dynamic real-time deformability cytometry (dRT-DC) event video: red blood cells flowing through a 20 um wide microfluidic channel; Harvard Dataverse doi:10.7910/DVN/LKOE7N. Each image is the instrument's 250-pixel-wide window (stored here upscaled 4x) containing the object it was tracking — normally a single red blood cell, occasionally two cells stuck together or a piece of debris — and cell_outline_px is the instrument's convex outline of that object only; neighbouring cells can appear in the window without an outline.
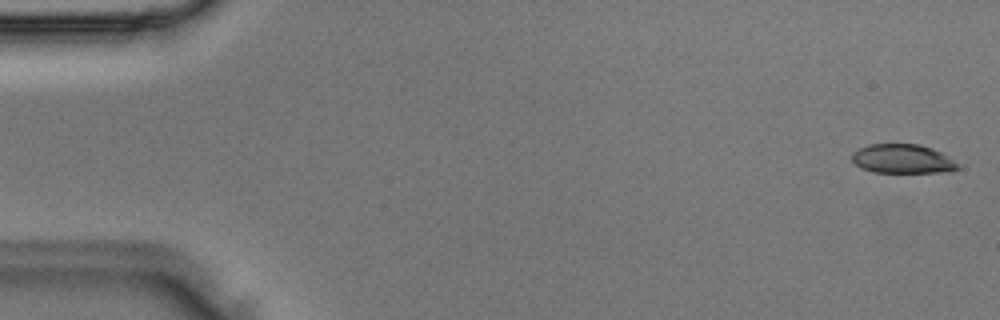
{"species": "Egyptian fruit bat (a non-hibernating species)", "species_latin": "Rousettus aegyptiacus", "temperature_condition": "room temperature", "stored_images_in_passage": 3, "camera_frame_rate_fps": 3000, "um_per_image_px": 0.085, "animal": {"sex": "male"}, "frame": {"image": 1, "passage_image": 1, "time_ms": 0.0, "image_size_px": [1000, 320], "cell_outline_px": [[960, 168], [948, 172], [872, 172], [856, 164], [852, 160], [852, 152], [868, 144], [920, 144], [932, 148], [940, 152], [952, 160]], "centroid_in_image_um": [76.7, 13.5], "position_along_channel_um": 8.3, "area_um2": 17.74}}